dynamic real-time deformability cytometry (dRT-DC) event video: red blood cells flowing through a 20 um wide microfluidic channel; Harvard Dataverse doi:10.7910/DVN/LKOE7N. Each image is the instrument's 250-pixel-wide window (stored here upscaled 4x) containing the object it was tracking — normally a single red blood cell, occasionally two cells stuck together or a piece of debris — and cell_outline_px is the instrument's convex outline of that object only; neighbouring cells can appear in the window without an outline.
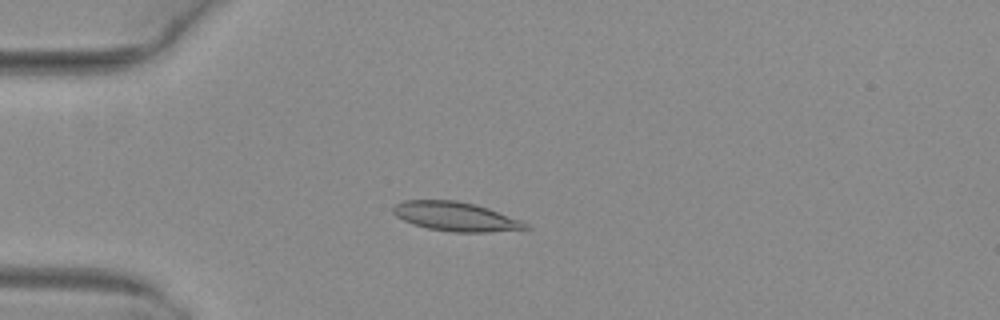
{"species": "common noctule bat (a hibernating species)", "species_latin": "Nyctalus noctula", "temperature_condition": "warm", "stored_images_in_passage": 38, "camera_frame_rate_fps": 3000, "um_per_image_px": 0.085, "animal": {"sex": "female", "body_mass_g": 29.2, "forearm_length_mm": 56.3}, "frame": {"image": 1, "passage_image": 1, "time_ms": 0.0, "image_size_px": [1000, 320], "cell_outline_px": [[532, 228], [488, 232], [452, 232], [428, 228], [412, 224], [396, 216], [392, 212], [392, 208], [396, 204], [404, 200], [456, 200], [476, 204], [488, 208], [520, 220], [528, 224]], "centroid_in_image_um": [38.71, 18.4], "position_along_channel_um": 46.3, "area_um2": 22.43}}
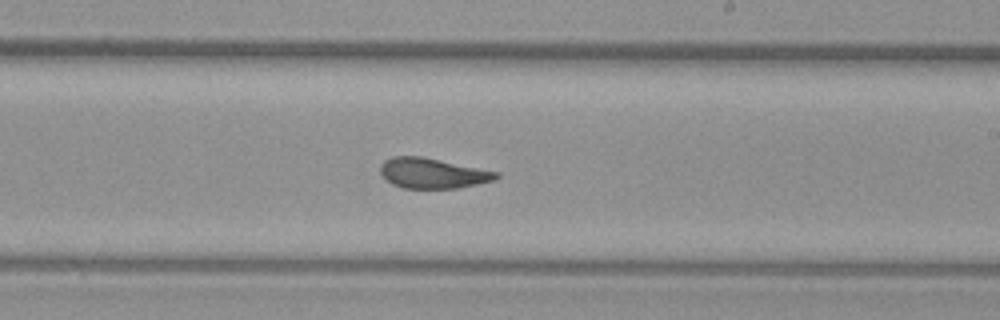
{"frame": {"image": 2, "passage_image": 18, "time_ms": 5.667, "image_size_px": [1000, 320], "cell_outline_px": [[500, 176], [496, 180], [456, 188], [400, 188], [384, 180], [380, 172], [380, 164], [384, 160], [392, 156], [424, 156], [500, 172]], "centroid_in_image_um": [36.75, 14.71], "position_along_channel_um": 252.2, "area_um2": 20.81}}
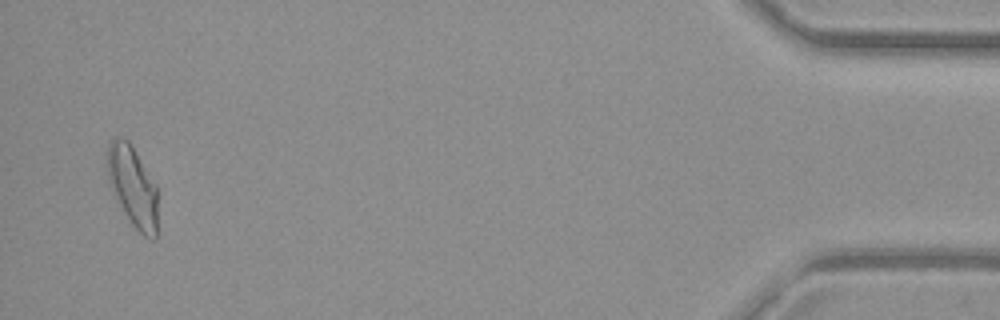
{"frame": {"image": 3, "passage_image": 37, "time_ms": 12.0, "image_size_px": [1000, 320], "cell_outline_px": [[156, 240], [152, 240], [144, 236], [132, 224], [124, 212], [108, 180], [108, 144], [116, 136], [120, 136], [128, 140], [156, 184]], "centroid_in_image_um": [11.29, 15.83], "position_along_channel_um": 423.9, "area_um2": 23.12}, "authors_computed_cell_mechanics": {"area_um2": 21.2704, "velocity_mm_per_s": 4.0279, "shape_relaxation_time_tau1_ms": 8.5532, "shape_relaxation_time_tau2_ms": 1.1509, "deformation_change_tau1": 0.2463, "deformation_change_tau2": 0.0847}}